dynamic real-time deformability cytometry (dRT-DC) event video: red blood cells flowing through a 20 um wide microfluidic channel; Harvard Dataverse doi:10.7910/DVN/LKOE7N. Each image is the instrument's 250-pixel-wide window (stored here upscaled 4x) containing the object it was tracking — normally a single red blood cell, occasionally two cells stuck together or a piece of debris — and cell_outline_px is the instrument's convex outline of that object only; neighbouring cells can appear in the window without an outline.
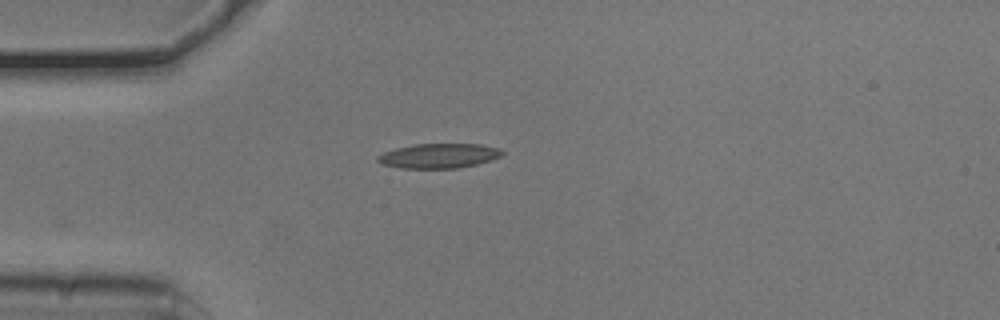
{"species": "common noctule bat (a hibernating species)", "species_latin": "Nyctalus noctula", "temperature_condition": "cold", "stored_images_in_passage": 35, "camera_frame_rate_fps": 3000, "um_per_image_px": 0.085, "animal": {"sex": "male", "body_mass_g": 20.5, "forearm_length_mm": 52.5}, "frame": {"image": 1, "passage_image": 1, "time_ms": 0.0, "image_size_px": [1000, 320], "cell_outline_px": [[504, 152], [500, 156], [476, 164], [456, 168], [400, 168], [380, 164], [376, 160], [376, 156], [384, 152], [396, 148], [416, 144], [480, 144], [496, 148]], "centroid_in_image_um": [37.22, 13.25], "position_along_channel_um": 47.8, "area_um2": 17.69}}
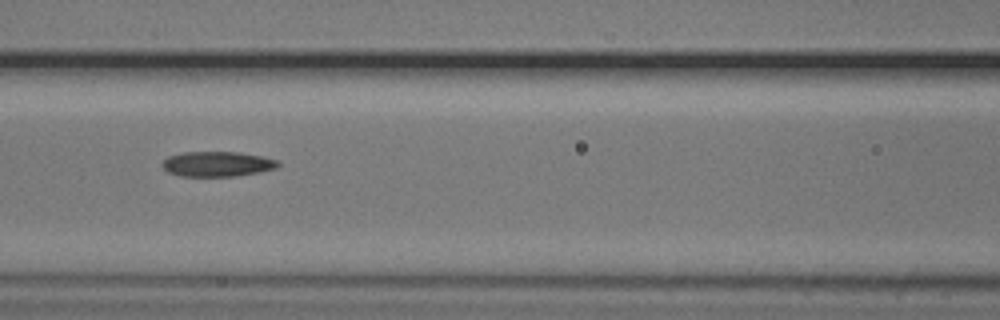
{"frame": {"image": 2, "passage_image": 10, "time_ms": 3.0, "image_size_px": [1000, 320], "cell_outline_px": [[280, 164], [276, 168], [260, 172], [236, 176], [180, 176], [168, 172], [160, 164], [168, 156], [184, 152], [240, 152], [264, 156], [276, 160]], "centroid_in_image_um": [18.47, 13.94], "position_along_channel_um": 148.1, "area_um2": 16.99}}
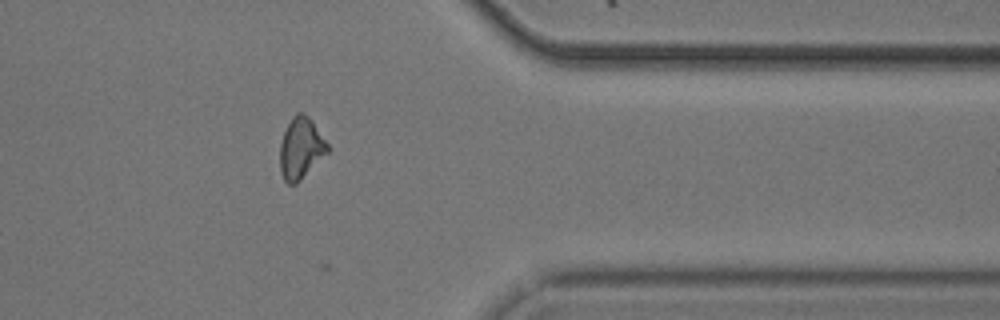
{"frame": {"image": 3, "passage_image": 30, "time_ms": 9.667, "image_size_px": [1000, 320], "cell_outline_px": [[332, 148], [296, 184], [288, 184], [284, 180], [280, 172], [280, 144], [284, 132], [292, 116], [296, 112], [304, 112], [312, 120]], "centroid_in_image_um": [25.59, 12.58], "position_along_channel_um": 385.8, "area_um2": 17.17}, "authors_computed_cell_mechanics": {"area_um2": 16.9932, "velocity_mm_per_s": 3.7694, "shape_relaxation_time_tau1_ms": null, "shape_relaxation_time_tau2_ms": 2.4743, "deformation_change_tau1": null, "deformation_change_tau2": 0.0844}}